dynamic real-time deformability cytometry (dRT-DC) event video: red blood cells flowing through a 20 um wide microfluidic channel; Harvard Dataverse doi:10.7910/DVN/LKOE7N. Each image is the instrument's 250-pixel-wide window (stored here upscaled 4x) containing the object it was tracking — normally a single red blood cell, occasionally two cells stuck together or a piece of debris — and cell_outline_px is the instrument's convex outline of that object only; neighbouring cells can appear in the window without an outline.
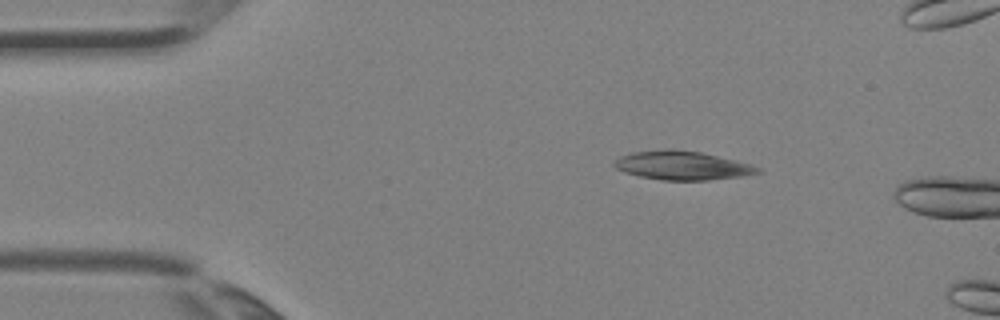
{"species": "Egyptian fruit bat (a non-hibernating species)", "species_latin": "Rousettus aegyptiacus", "temperature_condition": "room temperature", "stored_images_in_passage": 3, "camera_frame_rate_fps": 3000, "um_per_image_px": 0.085, "animal": {"sex": "female"}, "frame": {"image": 1, "passage_image": 2, "time_ms": 0.333, "image_size_px": [1000, 320], "cell_outline_px": [[764, 172], [744, 176], [708, 180], [664, 180], [640, 176], [624, 172], [616, 168], [612, 164], [620, 156], [632, 152], [664, 148], [672, 148], [700, 152], [736, 160], [752, 164], [760, 168]], "centroid_in_image_um": [58.01, 14.05], "position_along_channel_um": 27.0, "area_um2": 24.28}}